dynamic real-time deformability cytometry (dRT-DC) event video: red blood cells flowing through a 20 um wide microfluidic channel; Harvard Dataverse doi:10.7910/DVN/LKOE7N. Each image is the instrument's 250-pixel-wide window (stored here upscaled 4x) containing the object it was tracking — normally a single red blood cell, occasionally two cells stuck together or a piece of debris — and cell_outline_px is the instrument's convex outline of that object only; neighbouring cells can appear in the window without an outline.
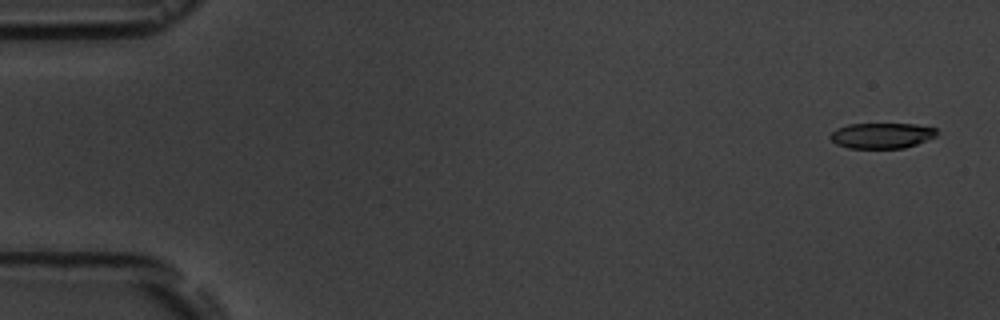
{"species": "common noctule bat (a hibernating species)", "species_latin": "Nyctalus noctula", "temperature_condition": "room temperature", "stored_images_in_passage": 4, "camera_frame_rate_fps": 3000, "um_per_image_px": 0.085, "animal": {"sex": "male", "body_mass_g": 19.5, "forearm_length_mm": 54.6}, "frame": {"image": 1, "passage_image": 1, "time_ms": 0.0, "image_size_px": [1000, 320], "cell_outline_px": [[936, 136], [916, 144], [904, 148], [848, 148], [836, 144], [828, 136], [836, 128], [848, 124], [916, 124], [936, 128]], "centroid_in_image_um": [74.91, 11.52], "position_along_channel_um": 10.1, "area_um2": 15.84}}